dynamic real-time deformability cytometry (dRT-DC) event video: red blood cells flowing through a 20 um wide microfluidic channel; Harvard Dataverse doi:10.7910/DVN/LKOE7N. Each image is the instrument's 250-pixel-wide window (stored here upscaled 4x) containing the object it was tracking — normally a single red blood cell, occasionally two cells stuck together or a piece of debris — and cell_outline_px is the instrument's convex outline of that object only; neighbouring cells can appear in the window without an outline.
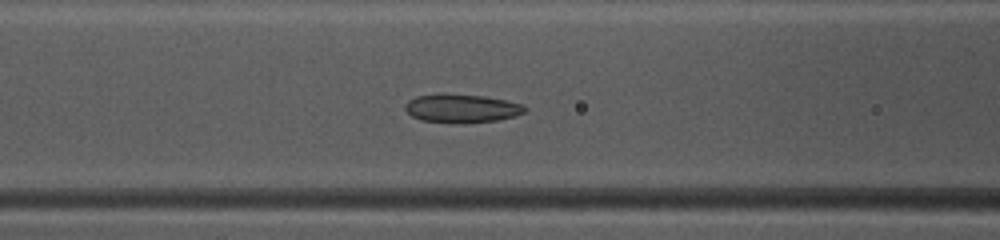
{"species": "common noctule bat (a hibernating species)", "species_latin": "Nyctalus noctula", "temperature_condition": "warm", "stored_images_in_passage": 37, "camera_frame_rate_fps": 3000, "um_per_image_px": 0.085, "animal": {"sex": "female", "body_mass_g": 10.0, "forearm_length_mm": 53.1}, "frame": {"image": 1, "passage_image": 9, "time_ms": 2.667, "image_size_px": [1000, 240], "cell_outline_px": [[528, 108], [524, 112], [516, 116], [496, 120], [420, 120], [412, 116], [404, 108], [404, 104], [408, 100], [416, 96], [484, 96], [524, 104]], "centroid_in_image_um": [39.29, 9.19], "position_along_channel_um": 127.3, "area_um2": 18.26}}
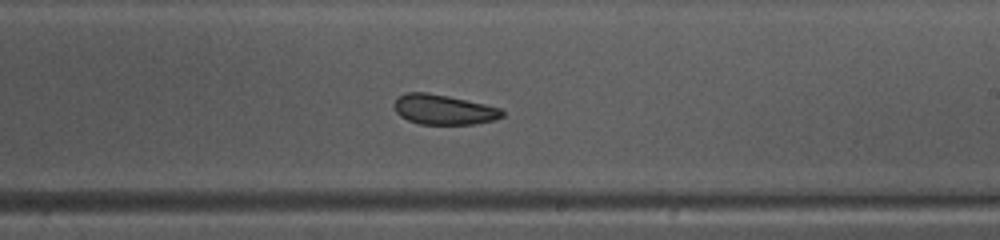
{"frame": {"image": 2, "passage_image": 18, "time_ms": 5.667, "image_size_px": [1000, 240], "cell_outline_px": [[504, 116], [496, 120], [476, 124], [420, 124], [408, 120], [400, 116], [396, 112], [396, 100], [404, 92], [428, 92], [448, 96], [484, 104], [500, 108], [504, 112]], "centroid_in_image_um": [37.74, 9.32], "position_along_channel_um": 251.3, "area_um2": 18.79}}
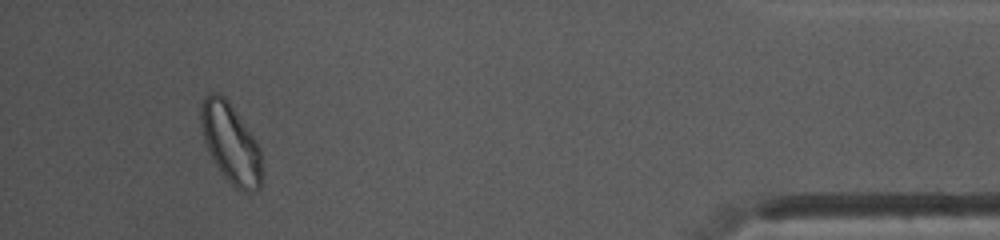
{"frame": {"image": 3, "passage_image": 34, "time_ms": 11.0, "image_size_px": [1000, 240], "cell_outline_px": [[260, 188], [256, 192], [240, 192], [220, 172], [204, 140], [200, 124], [200, 104], [204, 96], [208, 92], [220, 92], [228, 100], [260, 148]], "centroid_in_image_um": [19.57, 12.15], "position_along_channel_um": 415.6, "area_um2": 28.03}, "authors_computed_cell_mechanics": {"area_um2": 19.9988, "velocity_mm_per_s": 4.123, "shape_relaxation_time_tau1_ms": 2.7371, "shape_relaxation_time_tau2_ms": 1.2093, "deformation_change_tau1": 0.1039, "deformation_change_tau2": 0.0729}}